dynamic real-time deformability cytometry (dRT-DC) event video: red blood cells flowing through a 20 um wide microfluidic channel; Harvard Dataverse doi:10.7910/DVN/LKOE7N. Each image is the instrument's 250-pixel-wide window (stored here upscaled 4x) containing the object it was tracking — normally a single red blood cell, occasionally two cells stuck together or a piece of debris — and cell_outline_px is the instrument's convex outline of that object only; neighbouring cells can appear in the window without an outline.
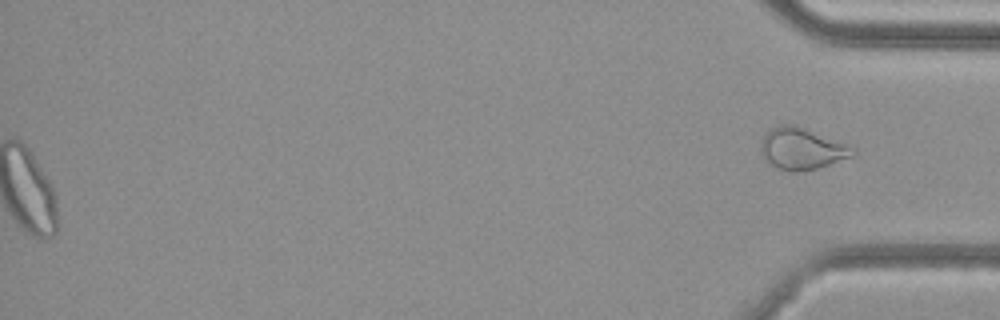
{"species": "common noctule bat (a hibernating species)", "species_latin": "Nyctalus noctula", "temperature_condition": "cold", "stored_images_in_passage": 46, "segment_of_instrument_passage": [2, 2], "camera_frame_rate_fps": 3000, "um_per_image_px": 0.085, "animal": {"sex": "female", "body_mass_g": 29.2, "forearm_length_mm": 56.3}, "frame": {"image": 1, "passage_image": 46, "time_ms": 15.0, "image_size_px": [1000, 320], "cell_outline_px": [[856, 156], [816, 168], [796, 172], [788, 172], [772, 164], [764, 156], [760, 148], [760, 144], [764, 136], [772, 128], [780, 124], [796, 124], [856, 148]], "centroid_in_image_um": [68.2, 12.63], "position_along_channel_um": 367.0, "area_um2": 22.14}}